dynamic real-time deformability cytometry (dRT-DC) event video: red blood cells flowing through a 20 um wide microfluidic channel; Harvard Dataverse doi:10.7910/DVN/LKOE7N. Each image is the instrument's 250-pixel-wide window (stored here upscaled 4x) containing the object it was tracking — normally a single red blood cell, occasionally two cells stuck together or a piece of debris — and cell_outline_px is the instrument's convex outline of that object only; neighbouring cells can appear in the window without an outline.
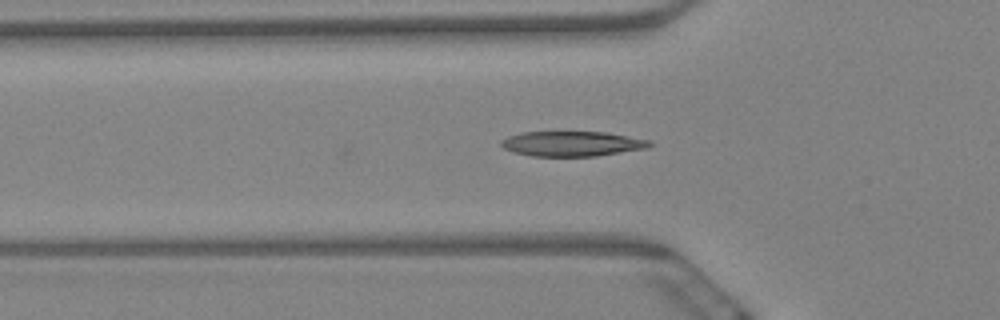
{"species": "Egyptian fruit bat (a non-hibernating species)", "species_latin": "Rousettus aegyptiacus", "temperature_condition": "warm", "stored_images_in_passage": 6, "camera_frame_rate_fps": 3000, "um_per_image_px": 0.085, "animal": {"sex": "female"}, "frame": {"image": 1, "passage_image": 6, "time_ms": 1.667, "image_size_px": [1000, 320], "cell_outline_px": [[652, 144], [648, 148], [596, 156], [532, 156], [512, 152], [504, 148], [500, 144], [500, 140], [508, 136], [524, 132], [604, 132], [652, 140]], "centroid_in_image_um": [48.62, 12.22], "position_along_channel_um": 77.2, "area_um2": 21.68}}